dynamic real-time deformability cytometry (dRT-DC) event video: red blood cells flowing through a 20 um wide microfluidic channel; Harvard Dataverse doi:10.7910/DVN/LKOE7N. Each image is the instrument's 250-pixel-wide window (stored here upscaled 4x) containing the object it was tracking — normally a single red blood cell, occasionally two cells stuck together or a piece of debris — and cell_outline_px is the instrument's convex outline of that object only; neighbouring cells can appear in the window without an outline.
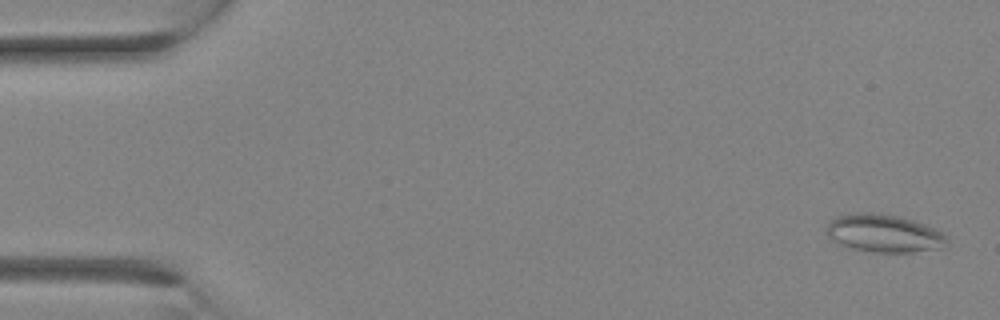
{"species": "Egyptian fruit bat (a non-hibernating species)", "species_latin": "Rousettus aegyptiacus", "temperature_condition": "room temperature", "stored_images_in_passage": 29, "camera_frame_rate_fps": 3000, "um_per_image_px": 0.085, "animal": {"sex": "female"}, "frame": {"image": 1, "passage_image": 1, "time_ms": 0.0, "image_size_px": [1000, 320], "cell_outline_px": [[948, 244], [944, 248], [912, 252], [872, 252], [852, 248], [840, 244], [832, 240], [824, 232], [828, 224], [836, 216], [860, 212], [872, 212], [900, 216], [924, 224], [940, 232], [948, 240]], "centroid_in_image_um": [75.12, 19.84], "position_along_channel_um": 9.9, "area_um2": 26.59}}
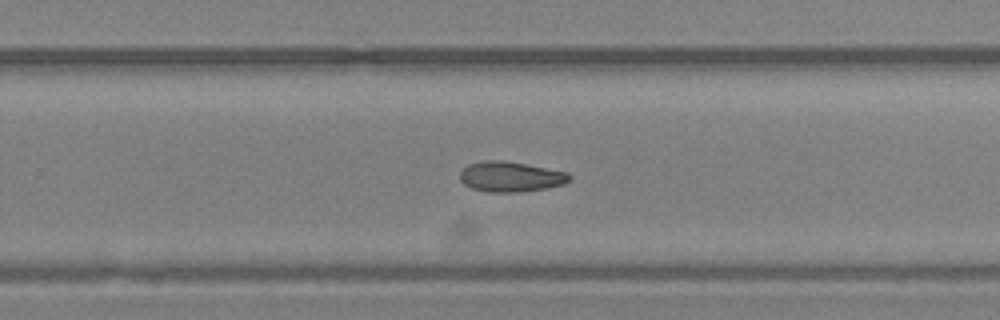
{"frame": {"image": 2, "passage_image": 19, "time_ms": 6.0, "image_size_px": [1000, 320], "cell_outline_px": [[572, 180], [564, 184], [548, 188], [520, 192], [492, 192], [472, 188], [464, 184], [460, 180], [460, 172], [468, 164], [480, 160], [504, 160], [568, 172], [572, 176]], "centroid_in_image_um": [43.43, 15.01], "position_along_channel_um": 286.4, "area_um2": 19.48}}
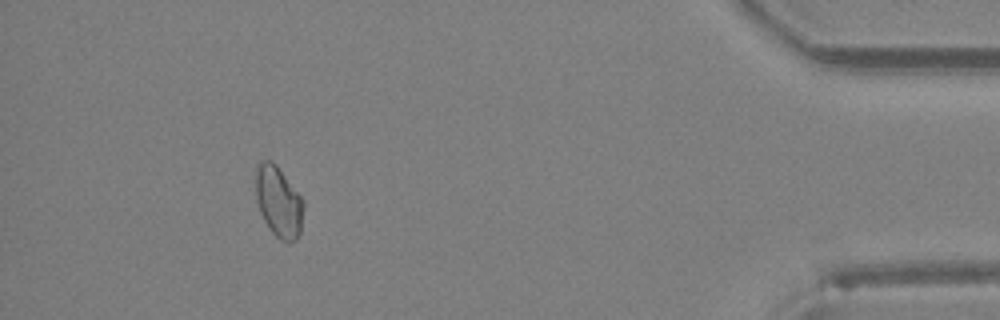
{"frame": {"image": 3, "passage_image": 27, "time_ms": 8.667, "image_size_px": [1000, 320], "cell_outline_px": [[304, 208], [300, 232], [296, 240], [288, 244], [280, 240], [272, 232], [264, 220], [260, 212], [256, 200], [256, 164], [260, 160], [272, 160], [276, 164], [304, 200]], "centroid_in_image_um": [23.68, 17.15], "position_along_channel_um": 411.5, "area_um2": 20.0}}